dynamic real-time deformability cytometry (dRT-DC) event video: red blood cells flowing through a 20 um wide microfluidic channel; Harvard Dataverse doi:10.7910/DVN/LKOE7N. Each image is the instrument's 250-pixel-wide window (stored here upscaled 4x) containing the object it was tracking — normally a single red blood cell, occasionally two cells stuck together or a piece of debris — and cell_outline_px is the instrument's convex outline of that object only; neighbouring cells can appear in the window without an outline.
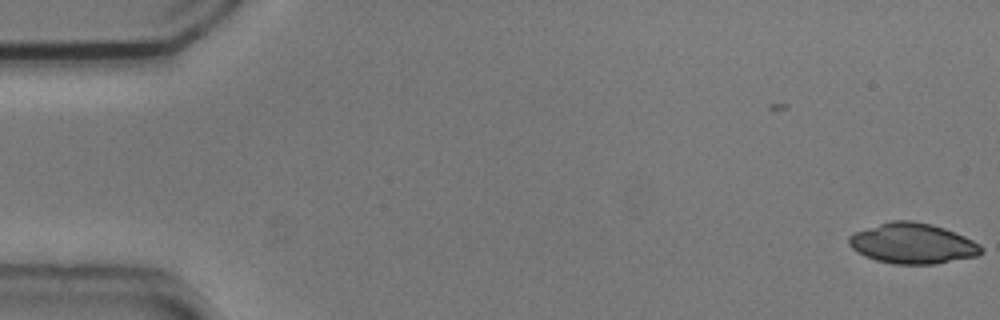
{"species": "common noctule bat (a hibernating species)", "species_latin": "Nyctalus noctula", "temperature_condition": "cold", "stored_images_in_passage": 2, "camera_frame_rate_fps": 3000, "um_per_image_px": 0.085, "animal": {"sex": "male", "body_mass_g": 20.5, "forearm_length_mm": 52.5}, "frame": {"image": 1, "passage_image": 2, "time_ms": 0.333, "image_size_px": [1000, 320], "cell_outline_px": [[984, 252], [980, 256], [936, 264], [892, 264], [876, 260], [864, 256], [856, 252], [848, 244], [848, 236], [856, 232], [892, 220], [912, 220], [932, 224], [944, 228], [964, 236], [980, 244], [984, 248]], "centroid_in_image_um": [77.61, 20.71], "position_along_channel_um": 7.4, "area_um2": 31.44}}